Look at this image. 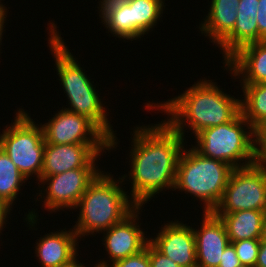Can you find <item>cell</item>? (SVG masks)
I'll return each mask as SVG.
<instances>
[{"mask_svg":"<svg viewBox=\"0 0 266 267\" xmlns=\"http://www.w3.org/2000/svg\"><path fill=\"white\" fill-rule=\"evenodd\" d=\"M133 134L129 153L132 165L128 172L132 188L129 197L137 206H144L161 191L173 190L186 138L165 119L151 126H135Z\"/></svg>","mask_w":266,"mask_h":267,"instance_id":"obj_1","label":"cell"},{"mask_svg":"<svg viewBox=\"0 0 266 267\" xmlns=\"http://www.w3.org/2000/svg\"><path fill=\"white\" fill-rule=\"evenodd\" d=\"M240 98L224 93L212 80L200 79L177 97L163 103H149L145 110L159 109L167 114L165 120L183 138L187 128L196 135L205 128L232 121L240 112ZM185 126V127H184Z\"/></svg>","mask_w":266,"mask_h":267,"instance_id":"obj_2","label":"cell"},{"mask_svg":"<svg viewBox=\"0 0 266 267\" xmlns=\"http://www.w3.org/2000/svg\"><path fill=\"white\" fill-rule=\"evenodd\" d=\"M55 22L49 23V48L54 56L57 75L66 93L70 107L64 108L68 111L87 116L92 120L109 138L110 150H114L119 145L115 131L108 120V113L104 104L99 98L98 90H95L94 81H90L85 70L80 66V62L74 58L73 53L62 40ZM78 62V63H77ZM93 83V84H92ZM97 91V92H96ZM107 114V115H106Z\"/></svg>","mask_w":266,"mask_h":267,"instance_id":"obj_3","label":"cell"},{"mask_svg":"<svg viewBox=\"0 0 266 267\" xmlns=\"http://www.w3.org/2000/svg\"><path fill=\"white\" fill-rule=\"evenodd\" d=\"M126 177L124 174L116 181L110 173L102 171L88 185L76 206L79 216L73 229L78 238L108 230L137 207L121 187Z\"/></svg>","mask_w":266,"mask_h":267,"instance_id":"obj_4","label":"cell"},{"mask_svg":"<svg viewBox=\"0 0 266 267\" xmlns=\"http://www.w3.org/2000/svg\"><path fill=\"white\" fill-rule=\"evenodd\" d=\"M232 170L229 164L204 157L193 147L183 148L173 191L190 193L203 201V212H213L223 197Z\"/></svg>","mask_w":266,"mask_h":267,"instance_id":"obj_5","label":"cell"},{"mask_svg":"<svg viewBox=\"0 0 266 267\" xmlns=\"http://www.w3.org/2000/svg\"><path fill=\"white\" fill-rule=\"evenodd\" d=\"M194 138L197 144L191 147L202 156L220 160L233 169L257 162L254 128L241 112L232 121L205 128Z\"/></svg>","mask_w":266,"mask_h":267,"instance_id":"obj_6","label":"cell"},{"mask_svg":"<svg viewBox=\"0 0 266 267\" xmlns=\"http://www.w3.org/2000/svg\"><path fill=\"white\" fill-rule=\"evenodd\" d=\"M14 122L0 133V147L29 180H40L45 148L44 132L24 109L17 110ZM34 175V176H33Z\"/></svg>","mask_w":266,"mask_h":267,"instance_id":"obj_7","label":"cell"},{"mask_svg":"<svg viewBox=\"0 0 266 267\" xmlns=\"http://www.w3.org/2000/svg\"><path fill=\"white\" fill-rule=\"evenodd\" d=\"M241 210L266 211V164L235 168L231 171L223 197L213 213Z\"/></svg>","mask_w":266,"mask_h":267,"instance_id":"obj_8","label":"cell"},{"mask_svg":"<svg viewBox=\"0 0 266 267\" xmlns=\"http://www.w3.org/2000/svg\"><path fill=\"white\" fill-rule=\"evenodd\" d=\"M99 168H78L47 177H41L39 182L41 188L46 184L44 191L40 189L38 197L42 199L47 211L76 209L80 198L87 190L88 185L101 172ZM43 185V186H42ZM44 192V193H42ZM45 195V196H44Z\"/></svg>","mask_w":266,"mask_h":267,"instance_id":"obj_9","label":"cell"},{"mask_svg":"<svg viewBox=\"0 0 266 267\" xmlns=\"http://www.w3.org/2000/svg\"><path fill=\"white\" fill-rule=\"evenodd\" d=\"M41 126L45 143L110 144V138L87 116L68 111L63 107Z\"/></svg>","mask_w":266,"mask_h":267,"instance_id":"obj_10","label":"cell"},{"mask_svg":"<svg viewBox=\"0 0 266 267\" xmlns=\"http://www.w3.org/2000/svg\"><path fill=\"white\" fill-rule=\"evenodd\" d=\"M110 144H49L46 143L43 155L41 177L61 174L78 168H98V157Z\"/></svg>","mask_w":266,"mask_h":267,"instance_id":"obj_11","label":"cell"},{"mask_svg":"<svg viewBox=\"0 0 266 267\" xmlns=\"http://www.w3.org/2000/svg\"><path fill=\"white\" fill-rule=\"evenodd\" d=\"M144 206H137L128 216L121 222L114 224L108 230L103 231L102 242L109 254V263L105 260L100 261L104 267H109L114 262L125 259L128 256L135 255L146 248L150 242V237L147 238L140 228L141 225L137 223L139 218V211ZM111 260V261H110Z\"/></svg>","mask_w":266,"mask_h":267,"instance_id":"obj_12","label":"cell"},{"mask_svg":"<svg viewBox=\"0 0 266 267\" xmlns=\"http://www.w3.org/2000/svg\"><path fill=\"white\" fill-rule=\"evenodd\" d=\"M150 243L180 267H197L193 227L181 221H170L161 227Z\"/></svg>","mask_w":266,"mask_h":267,"instance_id":"obj_13","label":"cell"},{"mask_svg":"<svg viewBox=\"0 0 266 267\" xmlns=\"http://www.w3.org/2000/svg\"><path fill=\"white\" fill-rule=\"evenodd\" d=\"M201 227L193 228L197 267H218L230 243L224 222L213 212H203Z\"/></svg>","mask_w":266,"mask_h":267,"instance_id":"obj_14","label":"cell"},{"mask_svg":"<svg viewBox=\"0 0 266 267\" xmlns=\"http://www.w3.org/2000/svg\"><path fill=\"white\" fill-rule=\"evenodd\" d=\"M224 63L241 84L266 83V40L241 47Z\"/></svg>","mask_w":266,"mask_h":267,"instance_id":"obj_15","label":"cell"},{"mask_svg":"<svg viewBox=\"0 0 266 267\" xmlns=\"http://www.w3.org/2000/svg\"><path fill=\"white\" fill-rule=\"evenodd\" d=\"M259 0H240L237 6V18L233 30L216 46L220 47L227 61L241 47L259 42L257 11Z\"/></svg>","mask_w":266,"mask_h":267,"instance_id":"obj_16","label":"cell"},{"mask_svg":"<svg viewBox=\"0 0 266 267\" xmlns=\"http://www.w3.org/2000/svg\"><path fill=\"white\" fill-rule=\"evenodd\" d=\"M50 232L37 241L35 254L42 267H59L70 263L78 255V236L74 229Z\"/></svg>","mask_w":266,"mask_h":267,"instance_id":"obj_17","label":"cell"},{"mask_svg":"<svg viewBox=\"0 0 266 267\" xmlns=\"http://www.w3.org/2000/svg\"><path fill=\"white\" fill-rule=\"evenodd\" d=\"M240 0H211L208 16L199 25L202 35L219 44L234 28Z\"/></svg>","mask_w":266,"mask_h":267,"instance_id":"obj_18","label":"cell"},{"mask_svg":"<svg viewBox=\"0 0 266 267\" xmlns=\"http://www.w3.org/2000/svg\"><path fill=\"white\" fill-rule=\"evenodd\" d=\"M214 214L224 222L230 243L261 238L266 211L241 210L234 213Z\"/></svg>","mask_w":266,"mask_h":267,"instance_id":"obj_19","label":"cell"},{"mask_svg":"<svg viewBox=\"0 0 266 267\" xmlns=\"http://www.w3.org/2000/svg\"><path fill=\"white\" fill-rule=\"evenodd\" d=\"M99 17L101 23L113 36L133 41V21L131 8L126 0H100ZM104 22V23H103Z\"/></svg>","mask_w":266,"mask_h":267,"instance_id":"obj_20","label":"cell"},{"mask_svg":"<svg viewBox=\"0 0 266 267\" xmlns=\"http://www.w3.org/2000/svg\"><path fill=\"white\" fill-rule=\"evenodd\" d=\"M131 8L133 40L141 39L156 26L165 10V0H126ZM164 7V8H163ZM142 36V37H141Z\"/></svg>","mask_w":266,"mask_h":267,"instance_id":"obj_21","label":"cell"},{"mask_svg":"<svg viewBox=\"0 0 266 267\" xmlns=\"http://www.w3.org/2000/svg\"><path fill=\"white\" fill-rule=\"evenodd\" d=\"M240 85L244 96L240 100L241 114L255 129L266 119V83Z\"/></svg>","mask_w":266,"mask_h":267,"instance_id":"obj_22","label":"cell"},{"mask_svg":"<svg viewBox=\"0 0 266 267\" xmlns=\"http://www.w3.org/2000/svg\"><path fill=\"white\" fill-rule=\"evenodd\" d=\"M25 180L28 179L0 147V198L13 206Z\"/></svg>","mask_w":266,"mask_h":267,"instance_id":"obj_23","label":"cell"},{"mask_svg":"<svg viewBox=\"0 0 266 267\" xmlns=\"http://www.w3.org/2000/svg\"><path fill=\"white\" fill-rule=\"evenodd\" d=\"M260 243V239H245L231 243L242 267H255Z\"/></svg>","mask_w":266,"mask_h":267,"instance_id":"obj_24","label":"cell"},{"mask_svg":"<svg viewBox=\"0 0 266 267\" xmlns=\"http://www.w3.org/2000/svg\"><path fill=\"white\" fill-rule=\"evenodd\" d=\"M109 267H150L149 243L141 252L128 256L125 259L118 260Z\"/></svg>","mask_w":266,"mask_h":267,"instance_id":"obj_25","label":"cell"},{"mask_svg":"<svg viewBox=\"0 0 266 267\" xmlns=\"http://www.w3.org/2000/svg\"><path fill=\"white\" fill-rule=\"evenodd\" d=\"M254 132L257 162L266 164V119L254 129Z\"/></svg>","mask_w":266,"mask_h":267,"instance_id":"obj_26","label":"cell"},{"mask_svg":"<svg viewBox=\"0 0 266 267\" xmlns=\"http://www.w3.org/2000/svg\"><path fill=\"white\" fill-rule=\"evenodd\" d=\"M150 267H180L170 258L164 256L149 242Z\"/></svg>","mask_w":266,"mask_h":267,"instance_id":"obj_27","label":"cell"},{"mask_svg":"<svg viewBox=\"0 0 266 267\" xmlns=\"http://www.w3.org/2000/svg\"><path fill=\"white\" fill-rule=\"evenodd\" d=\"M218 267H242L234 246L231 243L224 249Z\"/></svg>","mask_w":266,"mask_h":267,"instance_id":"obj_28","label":"cell"},{"mask_svg":"<svg viewBox=\"0 0 266 267\" xmlns=\"http://www.w3.org/2000/svg\"><path fill=\"white\" fill-rule=\"evenodd\" d=\"M258 8L256 19L261 42L266 40V0H259Z\"/></svg>","mask_w":266,"mask_h":267,"instance_id":"obj_29","label":"cell"},{"mask_svg":"<svg viewBox=\"0 0 266 267\" xmlns=\"http://www.w3.org/2000/svg\"><path fill=\"white\" fill-rule=\"evenodd\" d=\"M10 210L12 211V207L0 198V232H2L3 226L5 228V224L7 222L6 218H8Z\"/></svg>","mask_w":266,"mask_h":267,"instance_id":"obj_30","label":"cell"},{"mask_svg":"<svg viewBox=\"0 0 266 267\" xmlns=\"http://www.w3.org/2000/svg\"><path fill=\"white\" fill-rule=\"evenodd\" d=\"M255 267H266V243L261 242Z\"/></svg>","mask_w":266,"mask_h":267,"instance_id":"obj_31","label":"cell"},{"mask_svg":"<svg viewBox=\"0 0 266 267\" xmlns=\"http://www.w3.org/2000/svg\"><path fill=\"white\" fill-rule=\"evenodd\" d=\"M7 13H8V11H0V45H2L1 44V42H2V36H3V31H4V23L6 22L5 20H6V17H7Z\"/></svg>","mask_w":266,"mask_h":267,"instance_id":"obj_32","label":"cell"},{"mask_svg":"<svg viewBox=\"0 0 266 267\" xmlns=\"http://www.w3.org/2000/svg\"><path fill=\"white\" fill-rule=\"evenodd\" d=\"M260 241L263 243H266V217H265L264 222H263L262 234H261Z\"/></svg>","mask_w":266,"mask_h":267,"instance_id":"obj_33","label":"cell"},{"mask_svg":"<svg viewBox=\"0 0 266 267\" xmlns=\"http://www.w3.org/2000/svg\"><path fill=\"white\" fill-rule=\"evenodd\" d=\"M59 267H78V259L77 257L72 260L70 263L63 265V266H59Z\"/></svg>","mask_w":266,"mask_h":267,"instance_id":"obj_34","label":"cell"},{"mask_svg":"<svg viewBox=\"0 0 266 267\" xmlns=\"http://www.w3.org/2000/svg\"><path fill=\"white\" fill-rule=\"evenodd\" d=\"M84 265L85 264H82L81 262L79 263V258H78V267H86ZM94 267H104V266L98 262L97 264H95Z\"/></svg>","mask_w":266,"mask_h":267,"instance_id":"obj_35","label":"cell"},{"mask_svg":"<svg viewBox=\"0 0 266 267\" xmlns=\"http://www.w3.org/2000/svg\"><path fill=\"white\" fill-rule=\"evenodd\" d=\"M0 11H7V8L3 6V4L1 3V0H0Z\"/></svg>","mask_w":266,"mask_h":267,"instance_id":"obj_36","label":"cell"}]
</instances>
